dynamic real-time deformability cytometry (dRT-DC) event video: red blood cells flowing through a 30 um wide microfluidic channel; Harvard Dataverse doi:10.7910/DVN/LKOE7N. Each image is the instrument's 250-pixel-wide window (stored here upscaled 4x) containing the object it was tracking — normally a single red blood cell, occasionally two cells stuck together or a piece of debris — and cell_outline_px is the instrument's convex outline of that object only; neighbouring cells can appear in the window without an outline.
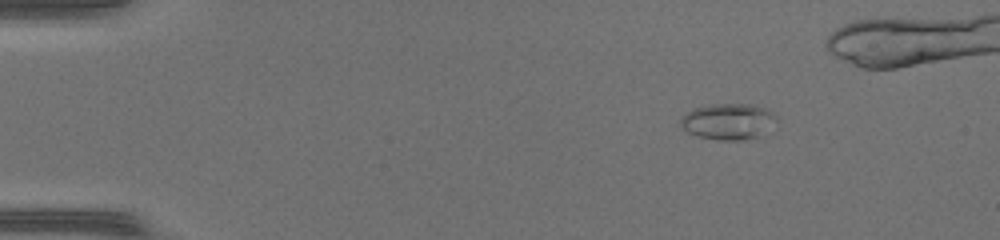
{"species": "common noctule bat (a hibernating species)", "species_latin": "Nyctalus noctula", "temperature_condition": "warm", "stored_images_in_passage": 38, "camera_frame_rate_fps": 3000, "um_per_image_px": 0.085, "animal": {"sex": "female", "body_mass_g": 17.0, "forearm_length_mm": 48.0}, "frame": {"image": 1, "passage_image": 1, "time_ms": 0.0, "image_size_px": [1000, 240], "cell_outline_px": [[776, 120], [756, 136], [744, 140], [716, 140], [696, 136], [680, 128], [680, 120], [688, 112], [696, 108], [712, 104], [752, 104], [764, 108], [776, 116]], "centroid_in_image_um": [61.82, 10.33], "position_along_channel_um": 23.2, "area_um2": 19.71}}
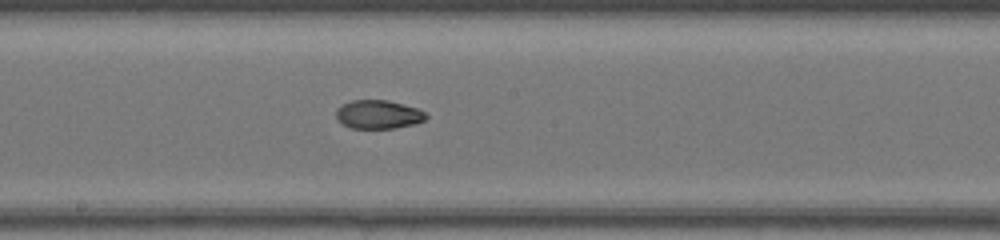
{"frame": {"image": 2, "passage_image": 21, "time_ms": 6.667, "image_size_px": [1000, 240], "cell_outline_px": [[428, 116], [424, 120], [416, 124], [396, 128], [352, 128], [336, 120], [336, 108], [352, 100], [388, 100], [416, 108], [424, 112]], "centroid_in_image_um": [32.15, 9.73], "position_along_channel_um": 216.0, "area_um2": 14.97}}
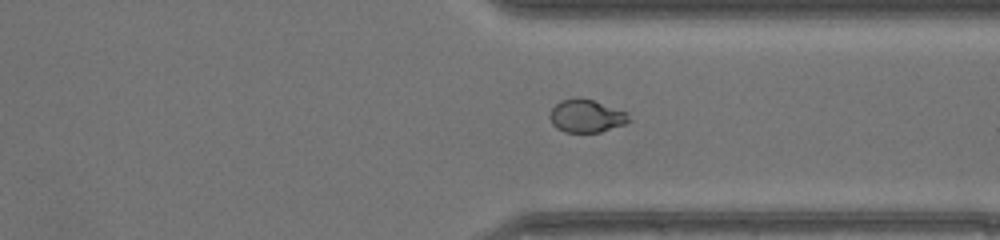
{"frame": {"image": 3, "passage_image": 31, "time_ms": 10.0, "image_size_px": [1000, 240], "cell_outline_px": [[632, 120], [624, 124], [600, 132], [564, 132], [556, 128], [552, 124], [548, 116], [552, 108], [560, 100], [592, 100], [628, 112]], "centroid_in_image_um": [49.85, 9.89], "position_along_channel_um": 361.6, "area_um2": 14.91}, "authors_computed_cell_mechanics": {"area_um2": 15.9817, "velocity_mm_per_s": 4.3625, "shape_relaxation_time_tau1_ms": null, "shape_relaxation_time_tau2_ms": 1.5057, "deformation_change_tau1": null, "deformation_change_tau2": 0.0536}}